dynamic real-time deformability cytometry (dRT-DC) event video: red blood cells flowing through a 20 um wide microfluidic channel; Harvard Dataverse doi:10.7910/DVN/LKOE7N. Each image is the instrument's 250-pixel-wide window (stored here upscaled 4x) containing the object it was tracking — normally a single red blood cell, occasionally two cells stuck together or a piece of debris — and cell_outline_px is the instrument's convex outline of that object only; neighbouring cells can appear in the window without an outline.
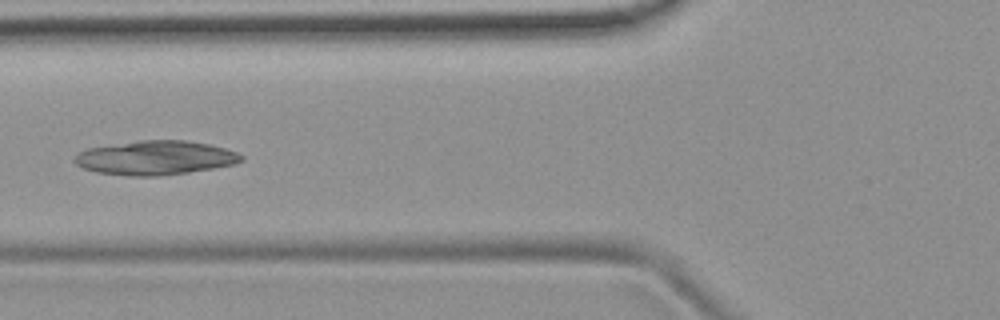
{"species": "common noctule bat (a hibernating species)", "species_latin": "Nyctalus noctula", "temperature_condition": "room temperature", "stored_images_in_passage": 6, "camera_frame_rate_fps": 3000, "um_per_image_px": 0.085, "animal": {"sex": "female", "body_mass_g": 19.9}, "frame": {"image": 1, "passage_image": 5, "time_ms": 5.667, "image_size_px": [1000, 320], "cell_outline_px": [[244, 160], [236, 164], [188, 172], [160, 176], [128, 176], [96, 172], [84, 168], [76, 164], [72, 160], [76, 152], [88, 148], [140, 140], [184, 140], [208, 144], [224, 148], [236, 152], [244, 156]], "centroid_in_image_um": [13.18, 13.41], "position_along_channel_um": 112.6, "area_um2": 33.23}}
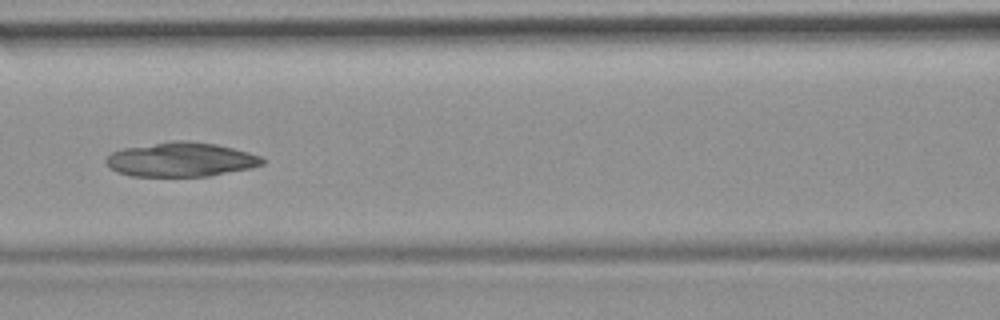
{"frame": {"image": 2, "passage_image": 6, "time_ms": 6.667, "image_size_px": [1000, 320], "cell_outline_px": [[264, 164], [252, 168], [208, 176], [132, 176], [116, 172], [108, 168], [104, 160], [112, 152], [124, 148], [172, 140], [188, 140], [216, 144], [248, 152], [260, 156], [264, 160]], "centroid_in_image_um": [15.36, 13.56], "position_along_channel_um": 151.2, "area_um2": 31.39}}